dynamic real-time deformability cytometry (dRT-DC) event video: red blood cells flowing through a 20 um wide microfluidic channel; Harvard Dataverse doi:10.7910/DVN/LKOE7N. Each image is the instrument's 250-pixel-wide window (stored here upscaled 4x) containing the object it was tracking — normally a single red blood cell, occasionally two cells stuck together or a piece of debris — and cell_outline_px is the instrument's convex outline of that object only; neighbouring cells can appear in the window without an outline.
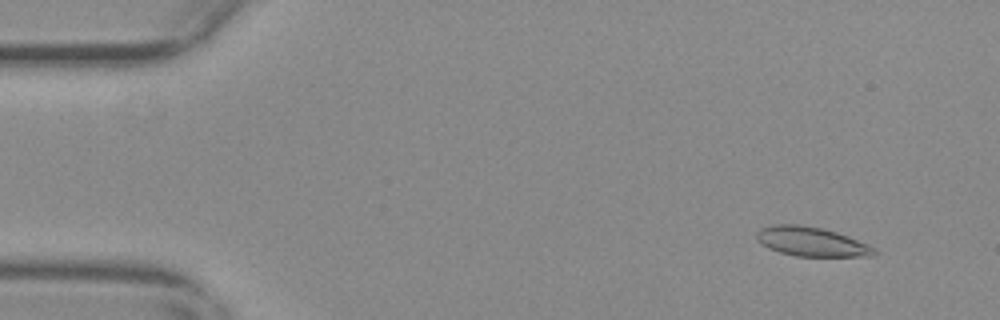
{"species": "common noctule bat (a hibernating species)", "species_latin": "Nyctalus noctula", "temperature_condition": "warm", "stored_images_in_passage": 11, "camera_frame_rate_fps": 3000, "um_per_image_px": 0.085, "animal": {"sex": "female", "body_mass_g": 29.2, "forearm_length_mm": 56.3}, "frame": {"image": 1, "passage_image": 5, "time_ms": 1.333, "image_size_px": [1000, 320], "cell_outline_px": [[880, 252], [872, 256], [796, 256], [780, 252], [768, 248], [756, 240], [756, 232], [760, 228], [772, 224], [800, 224], [824, 228], [848, 236], [868, 244], [876, 248]], "centroid_in_image_um": [68.98, 20.53], "position_along_channel_um": 16.0, "area_um2": 20.35}}